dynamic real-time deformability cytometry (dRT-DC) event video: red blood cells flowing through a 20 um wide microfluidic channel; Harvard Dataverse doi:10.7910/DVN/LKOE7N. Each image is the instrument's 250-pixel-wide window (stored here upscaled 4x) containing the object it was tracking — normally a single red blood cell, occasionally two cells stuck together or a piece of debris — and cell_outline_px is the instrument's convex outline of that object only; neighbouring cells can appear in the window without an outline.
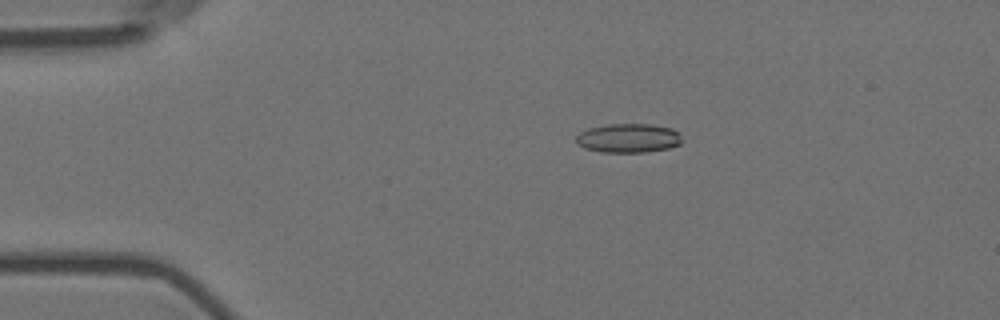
{"species": "Egyptian fruit bat (a non-hibernating species)", "species_latin": "Rousettus aegyptiacus", "temperature_condition": "room temperature", "stored_images_in_passage": 8, "camera_frame_rate_fps": 3000, "um_per_image_px": 0.085, "animal": {"sex": "female"}, "frame": {"image": 1, "passage_image": 3, "time_ms": 0.667, "image_size_px": [1000, 320], "cell_outline_px": [[680, 144], [668, 148], [648, 152], [600, 152], [584, 148], [576, 144], [576, 136], [580, 132], [588, 128], [608, 124], [652, 124], [672, 128], [680, 136]], "centroid_in_image_um": [53.37, 11.74], "position_along_channel_um": 31.6, "area_um2": 17.98}}
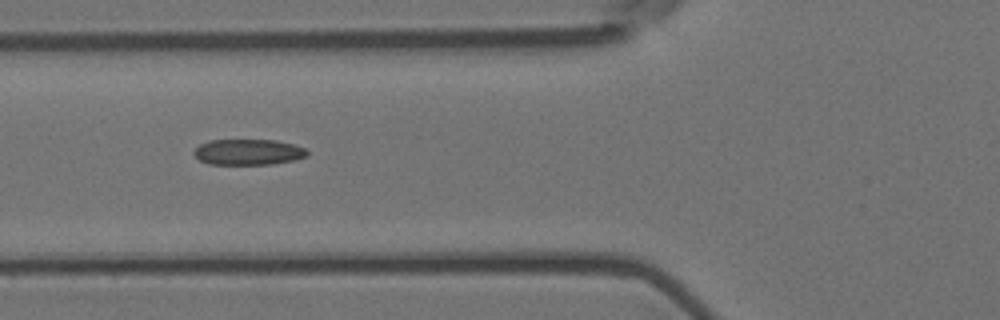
{"frame": {"image": 2, "passage_image": 6, "time_ms": 1.667, "image_size_px": [1000, 320], "cell_outline_px": [[308, 156], [296, 160], [272, 164], [208, 164], [200, 160], [192, 152], [200, 144], [208, 140], [276, 140], [296, 144], [304, 148], [308, 152]], "centroid_in_image_um": [21.13, 12.92], "position_along_channel_um": 104.7, "area_um2": 17.17}}
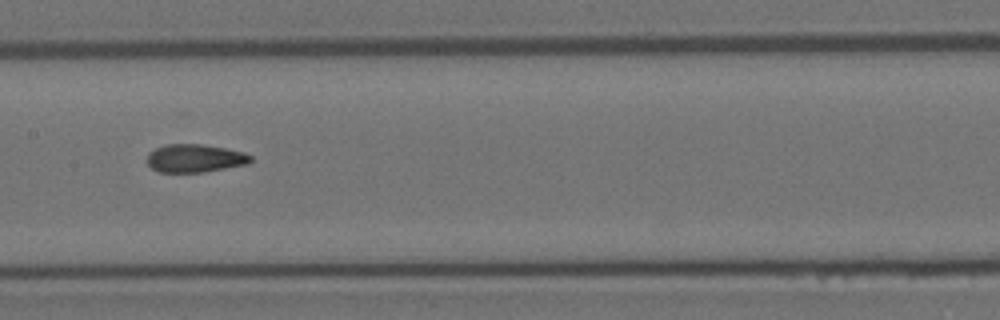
{"frame": {"image": 3, "passage_image": 8, "time_ms": 2.333, "image_size_px": [1000, 320], "cell_outline_px": [[252, 160], [248, 164], [204, 172], [156, 172], [148, 164], [148, 152], [164, 144], [200, 144], [224, 148], [244, 152], [252, 156]], "centroid_in_image_um": [16.56, 13.45], "position_along_channel_um": 190.8, "area_um2": 16.99}}